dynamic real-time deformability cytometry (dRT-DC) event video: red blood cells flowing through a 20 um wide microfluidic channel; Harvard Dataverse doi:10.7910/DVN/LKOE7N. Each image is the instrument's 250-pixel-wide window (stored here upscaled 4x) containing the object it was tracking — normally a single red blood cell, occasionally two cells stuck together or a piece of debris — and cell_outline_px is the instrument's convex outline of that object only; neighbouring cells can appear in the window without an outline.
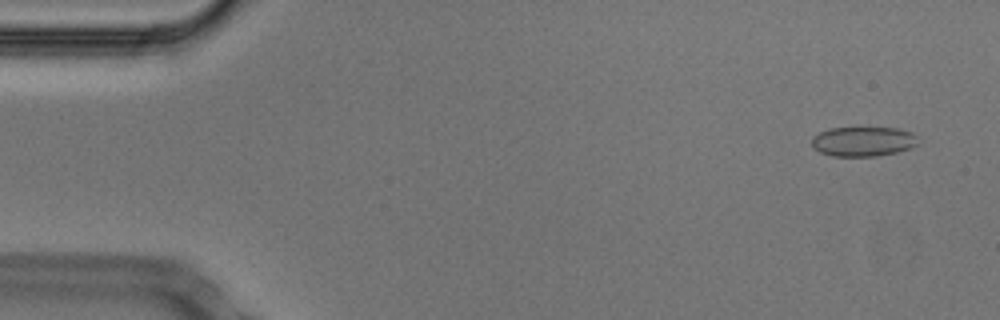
{"species": "Egyptian fruit bat (a non-hibernating species)", "species_latin": "Rousettus aegyptiacus", "temperature_condition": "cold", "stored_images_in_passage": 53, "segment_of_instrument_passage": [1, 2], "camera_frame_rate_fps": 3000, "um_per_image_px": 0.085, "animal": {"sex": "male"}, "frame": {"image": 1, "passage_image": 3, "time_ms": 0.667, "image_size_px": [1000, 320], "cell_outline_px": [[916, 144], [912, 148], [896, 152], [876, 156], [832, 156], [820, 152], [812, 148], [812, 136], [828, 128], [896, 128], [912, 132], [916, 136]], "centroid_in_image_um": [73.33, 12.03], "position_along_channel_um": 11.7, "area_um2": 18.38}}
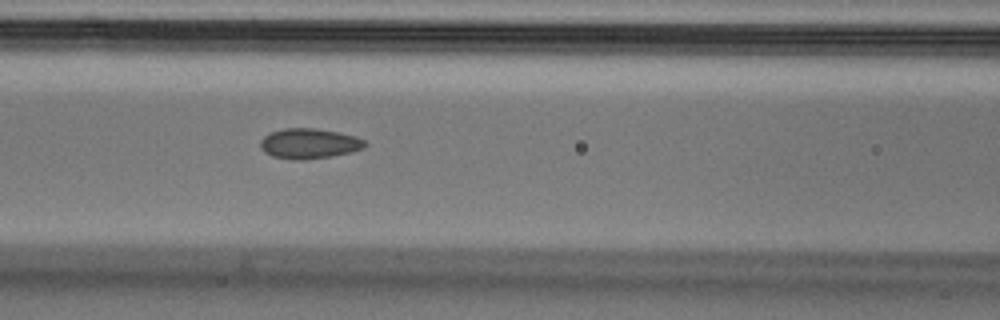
{"frame": {"image": 2, "passage_image": 22, "time_ms": 7.0, "image_size_px": [1000, 320], "cell_outline_px": [[368, 144], [364, 148], [352, 152], [332, 156], [304, 160], [292, 160], [272, 156], [264, 152], [260, 148], [260, 140], [268, 132], [284, 128], [312, 128], [340, 132], [356, 136], [364, 140]], "centroid_in_image_um": [26.27, 12.2], "position_along_channel_um": 140.3, "area_um2": 18.73}}
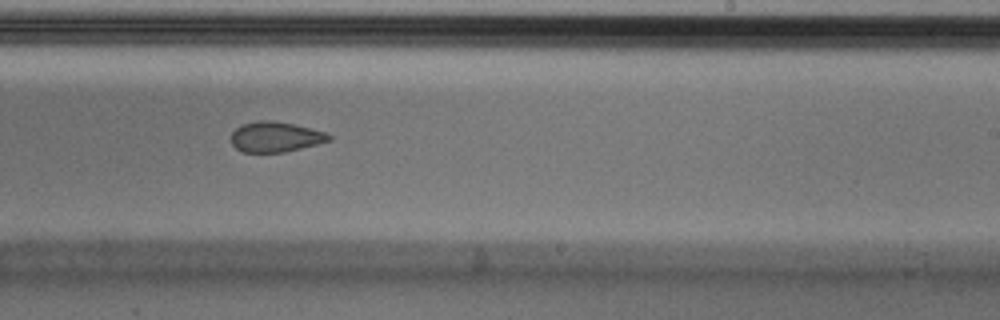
{"frame": {"image": 3, "passage_image": 32, "time_ms": 10.333, "image_size_px": [1000, 320], "cell_outline_px": [[332, 140], [284, 152], [244, 152], [236, 148], [232, 144], [232, 132], [236, 128], [244, 124], [260, 120], [268, 120], [292, 124], [324, 132], [332, 136]], "centroid_in_image_um": [23.4, 11.64], "position_along_channel_um": 265.6, "area_um2": 16.88}}